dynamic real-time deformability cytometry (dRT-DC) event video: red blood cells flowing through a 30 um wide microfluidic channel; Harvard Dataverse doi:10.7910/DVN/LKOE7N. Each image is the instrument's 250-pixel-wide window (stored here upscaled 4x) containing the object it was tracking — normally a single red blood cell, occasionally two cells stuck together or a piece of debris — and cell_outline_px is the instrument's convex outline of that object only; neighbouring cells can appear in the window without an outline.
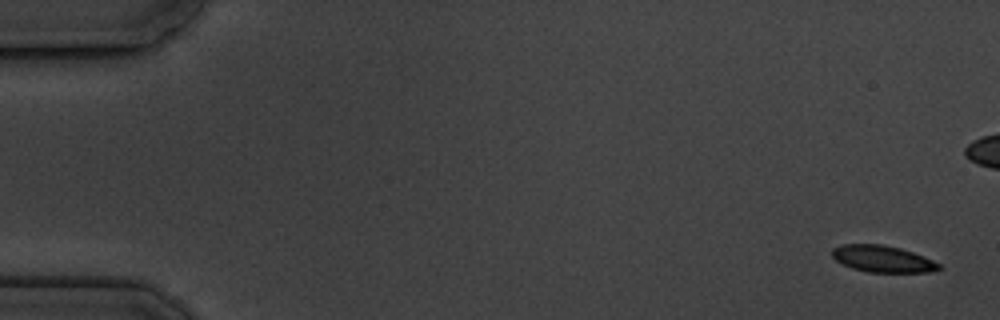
{"species": "common noctule bat (a hibernating species)", "species_latin": "Nyctalus noctula", "temperature_condition": "cold", "stored_images_in_passage": 6, "camera_frame_rate_fps": 3000, "um_per_image_px": 0.085, "animal": {"sex": "male", "body_mass_g": 19.5, "forearm_length_mm": 54.6}, "frame": {"image": 1, "passage_image": 1, "time_ms": 0.0, "image_size_px": [1000, 320], "cell_outline_px": [[944, 268], [928, 272], [868, 272], [852, 268], [836, 260], [832, 256], [832, 248], [840, 244], [880, 244], [900, 248], [912, 252], [932, 260], [940, 264]], "centroid_in_image_um": [75.01, 22.0], "position_along_channel_um": 10.0, "area_um2": 16.53}}